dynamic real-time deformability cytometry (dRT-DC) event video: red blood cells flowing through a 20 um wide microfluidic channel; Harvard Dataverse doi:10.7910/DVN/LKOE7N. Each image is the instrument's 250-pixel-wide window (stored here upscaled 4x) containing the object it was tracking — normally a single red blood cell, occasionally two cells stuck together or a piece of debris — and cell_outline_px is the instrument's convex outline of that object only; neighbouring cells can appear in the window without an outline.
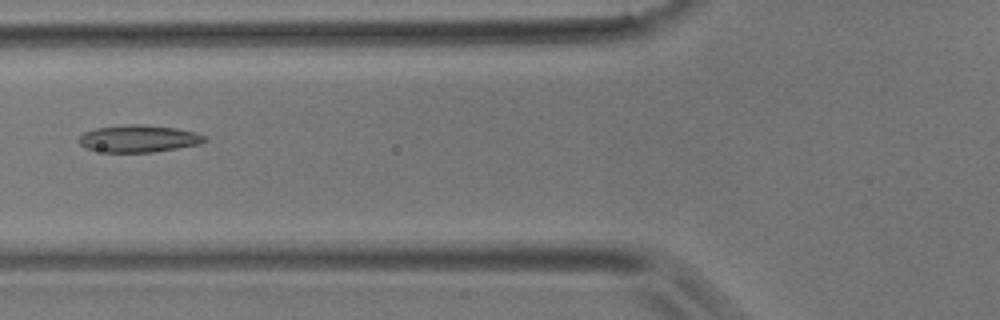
{"species": "common noctule bat (a hibernating species)", "species_latin": "Nyctalus noctula", "temperature_condition": "room temperature", "stored_images_in_passage": 5, "camera_frame_rate_fps": 3000, "um_per_image_px": 0.085, "animal": {"sex": "male", "body_mass_g": 17.9}, "frame": {"image": 1, "passage_image": 5, "time_ms": 1.333, "image_size_px": [1000, 320], "cell_outline_px": [[208, 140], [200, 144], [152, 152], [104, 152], [84, 148], [76, 140], [84, 132], [96, 128], [124, 124], [140, 124], [176, 128], [196, 132], [208, 136]], "centroid_in_image_um": [11.78, 11.78], "position_along_channel_um": 114.0, "area_um2": 20.11}}